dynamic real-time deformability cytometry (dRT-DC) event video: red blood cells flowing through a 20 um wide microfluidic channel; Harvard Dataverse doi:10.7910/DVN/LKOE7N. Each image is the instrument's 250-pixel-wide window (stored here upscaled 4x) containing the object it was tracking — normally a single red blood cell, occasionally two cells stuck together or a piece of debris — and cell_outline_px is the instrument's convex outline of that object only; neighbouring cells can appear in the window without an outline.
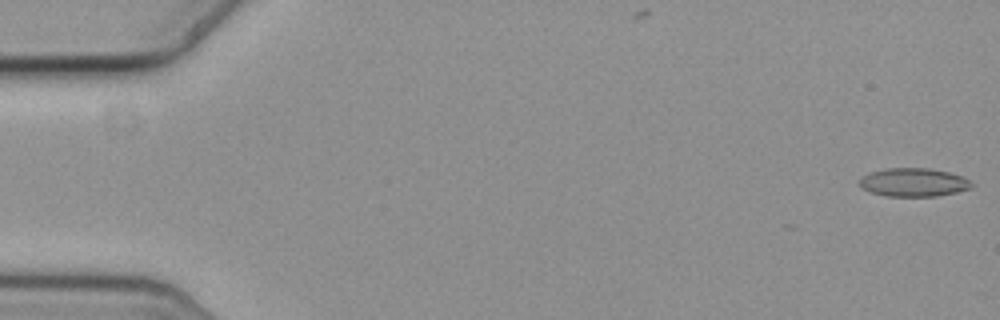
{"species": "common noctule bat (a hibernating species)", "species_latin": "Nyctalus noctula", "temperature_condition": "cold", "stored_images_in_passage": 11, "camera_frame_rate_fps": 3000, "um_per_image_px": 0.085, "animal": {"sex": "female", "body_mass_g": 19.3, "forearm_length_mm": 54.1}, "frame": {"image": 1, "passage_image": 1, "time_ms": 0.0, "image_size_px": [1000, 320], "cell_outline_px": [[972, 184], [968, 188], [956, 192], [936, 196], [888, 196], [872, 192], [864, 188], [860, 184], [860, 180], [864, 176], [872, 172], [884, 168], [928, 168], [948, 172], [960, 176], [968, 180]], "centroid_in_image_um": [77.64, 15.49], "position_along_channel_um": 7.4, "area_um2": 18.09}}